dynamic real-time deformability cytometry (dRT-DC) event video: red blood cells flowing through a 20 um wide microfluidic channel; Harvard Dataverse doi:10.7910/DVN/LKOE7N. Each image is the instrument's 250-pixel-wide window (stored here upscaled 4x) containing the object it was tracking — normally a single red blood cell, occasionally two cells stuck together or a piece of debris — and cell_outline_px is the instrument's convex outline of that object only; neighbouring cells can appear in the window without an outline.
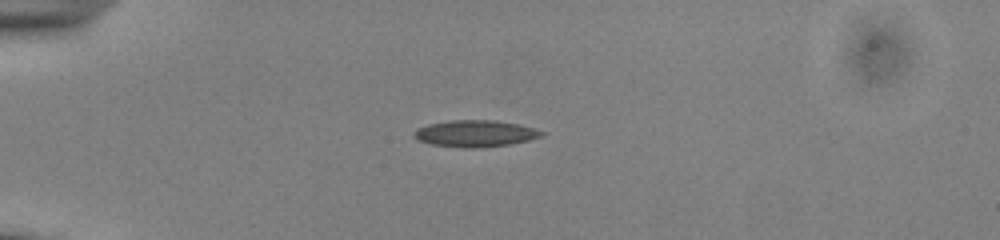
{"species": "common noctule bat (a hibernating species)", "species_latin": "Nyctalus noctula", "temperature_condition": "cold", "stored_images_in_passage": 40, "camera_frame_rate_fps": 3000, "um_per_image_px": 0.085, "animal": {"sex": "male", "body_mass_g": 13.0, "forearm_length_mm": 53.1}, "frame": {"image": 1, "passage_image": 1, "time_ms": 0.0, "image_size_px": [1000, 240], "cell_outline_px": [[548, 132], [544, 136], [528, 140], [508, 144], [480, 148], [468, 148], [432, 144], [416, 140], [412, 136], [412, 132], [416, 128], [428, 124], [452, 120], [496, 120], [516, 124]], "centroid_in_image_um": [40.37, 11.35], "position_along_channel_um": 44.6, "area_um2": 19.88}}
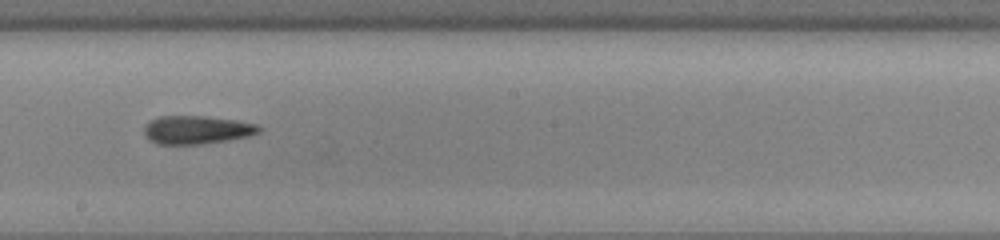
{"frame": {"image": 2, "passage_image": 18, "time_ms": 5.667, "image_size_px": [1000, 240], "cell_outline_px": [[264, 128], [260, 132], [248, 136], [228, 140], [200, 144], [156, 144], [144, 136], [144, 124], [160, 116], [208, 116], [236, 120], [256, 124]], "centroid_in_image_um": [16.73, 11.03], "position_along_channel_um": 231.5, "area_um2": 19.07}}
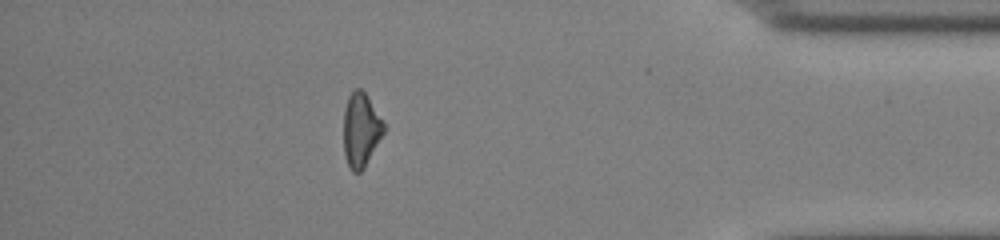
{"frame": {"image": 3, "passage_image": 34, "time_ms": 11.0, "image_size_px": [1000, 240], "cell_outline_px": [[384, 132], [364, 168], [360, 172], [352, 172], [344, 156], [344, 108], [348, 96], [356, 88], [360, 88], [364, 92], [384, 124]], "centroid_in_image_um": [30.65, 11.06], "position_along_channel_um": 404.6, "area_um2": 16.99}, "authors_computed_cell_mechanics": {"area_um2": 18.6694, "velocity_mm_per_s": 3.9003, "shape_relaxation_time_tau1_ms": 10.1415, "shape_relaxation_time_tau2_ms": 5.461, "deformation_change_tau1": 0.1864, "deformation_change_tau2": 0.1637}}